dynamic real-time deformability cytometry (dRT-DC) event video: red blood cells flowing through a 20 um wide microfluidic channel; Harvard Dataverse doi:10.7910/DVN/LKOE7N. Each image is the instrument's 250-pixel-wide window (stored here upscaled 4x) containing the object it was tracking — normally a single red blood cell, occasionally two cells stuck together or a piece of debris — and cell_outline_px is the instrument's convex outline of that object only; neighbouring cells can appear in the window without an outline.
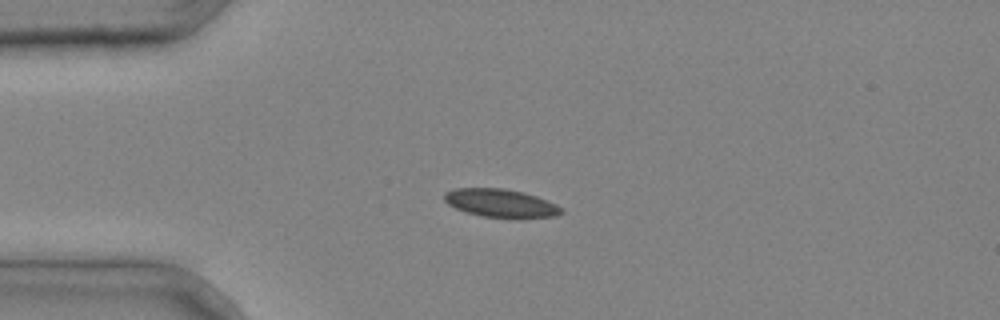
{"species": "common noctule bat (a hibernating species)", "species_latin": "Nyctalus noctula", "temperature_condition": "cold", "stored_images_in_passage": 32, "camera_frame_rate_fps": 3000, "um_per_image_px": 0.085, "animal": {"sex": "male", "body_mass_g": 20.4}, "frame": {"image": 1, "passage_image": 1, "time_ms": 0.0, "image_size_px": [1000, 320], "cell_outline_px": [[564, 212], [556, 216], [516, 220], [484, 216], [468, 212], [456, 208], [448, 204], [444, 200], [444, 192], [452, 188], [504, 188], [524, 192], [536, 196], [556, 204]], "centroid_in_image_um": [42.58, 17.29], "position_along_channel_um": 42.4, "area_um2": 19.65}}
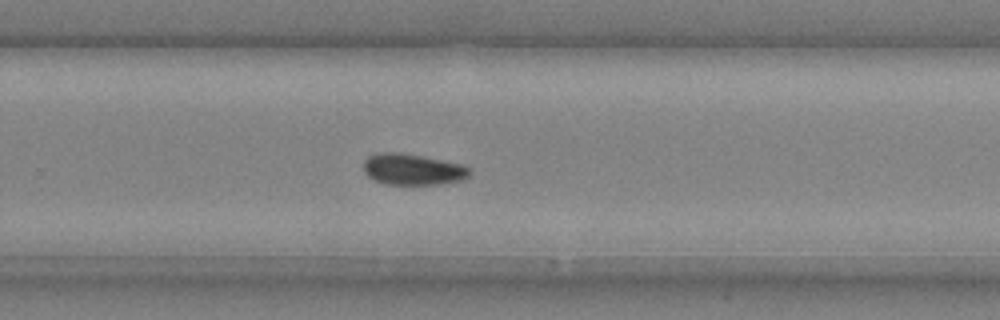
{"frame": {"image": 2, "passage_image": 19, "time_ms": 6.0, "image_size_px": [1000, 320], "cell_outline_px": [[472, 172], [468, 176], [460, 180], [440, 184], [384, 184], [368, 176], [364, 172], [364, 160], [368, 156], [376, 152], [400, 152], [424, 156], [460, 164], [468, 168]], "centroid_in_image_um": [35.04, 14.38], "position_along_channel_um": 294.8, "area_um2": 19.25}}
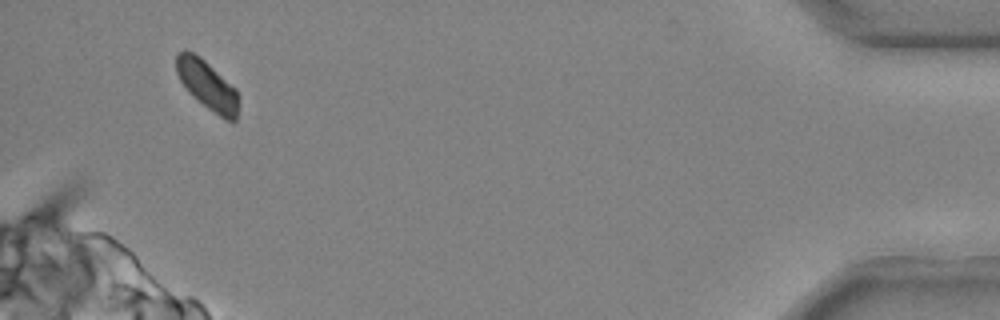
{"frame": {"image": 3, "passage_image": 31, "time_ms": 10.0, "image_size_px": [1000, 320], "cell_outline_px": [[236, 120], [224, 120], [208, 108], [188, 92], [180, 80], [176, 72], [176, 52], [192, 52], [200, 56], [236, 88]], "centroid_in_image_um": [17.58, 7.22], "position_along_channel_um": 417.6, "area_um2": 17.34}}